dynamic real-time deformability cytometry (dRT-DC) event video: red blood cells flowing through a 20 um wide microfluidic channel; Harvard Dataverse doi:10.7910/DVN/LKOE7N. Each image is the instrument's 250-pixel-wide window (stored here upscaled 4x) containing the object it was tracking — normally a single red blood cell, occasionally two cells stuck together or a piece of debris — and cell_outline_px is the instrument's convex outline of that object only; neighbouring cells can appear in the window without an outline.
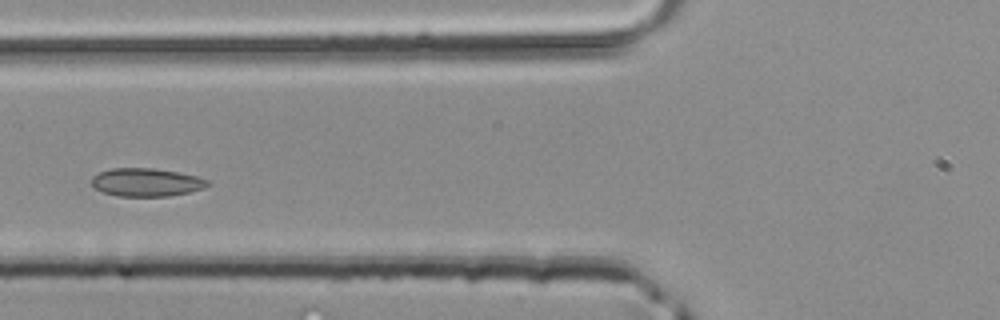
{"species": "common noctule bat (a hibernating species)", "species_latin": "Nyctalus noctula", "temperature_condition": "room temperature", "stored_images_in_passage": 13, "camera_frame_rate_fps": 3000, "um_per_image_px": 0.085, "animal": {"sex": "male", "body_mass_g": 20.4}, "frame": {"image": 1, "passage_image": 6, "time_ms": 1.667, "image_size_px": [1000, 320], "cell_outline_px": [[208, 184], [204, 188], [188, 192], [168, 196], [116, 196], [104, 192], [96, 188], [92, 184], [92, 176], [100, 172], [112, 168], [152, 168], [176, 172], [196, 176], [208, 180]], "centroid_in_image_um": [12.42, 15.49], "position_along_channel_um": 113.4, "area_um2": 18.79}}
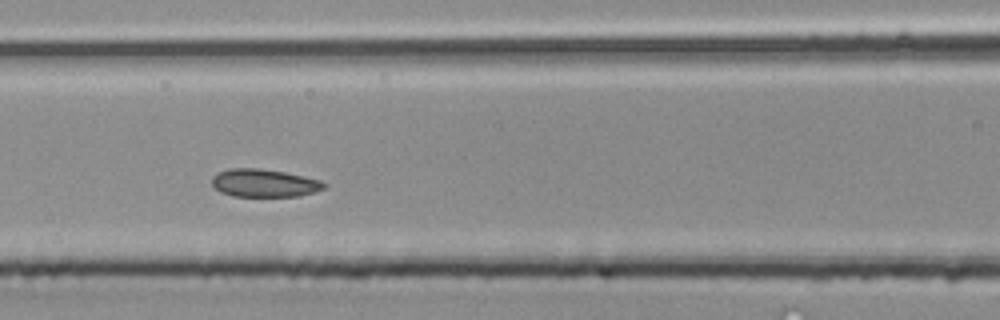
{"frame": {"image": 2, "passage_image": 8, "time_ms": 2.333, "image_size_px": [1000, 320], "cell_outline_px": [[328, 184], [324, 188], [316, 192], [300, 196], [232, 196], [220, 192], [212, 184], [212, 176], [228, 168], [260, 168], [284, 172], [304, 176], [320, 180]], "centroid_in_image_um": [22.48, 15.56], "position_along_channel_um": 144.1, "area_um2": 18.32}}